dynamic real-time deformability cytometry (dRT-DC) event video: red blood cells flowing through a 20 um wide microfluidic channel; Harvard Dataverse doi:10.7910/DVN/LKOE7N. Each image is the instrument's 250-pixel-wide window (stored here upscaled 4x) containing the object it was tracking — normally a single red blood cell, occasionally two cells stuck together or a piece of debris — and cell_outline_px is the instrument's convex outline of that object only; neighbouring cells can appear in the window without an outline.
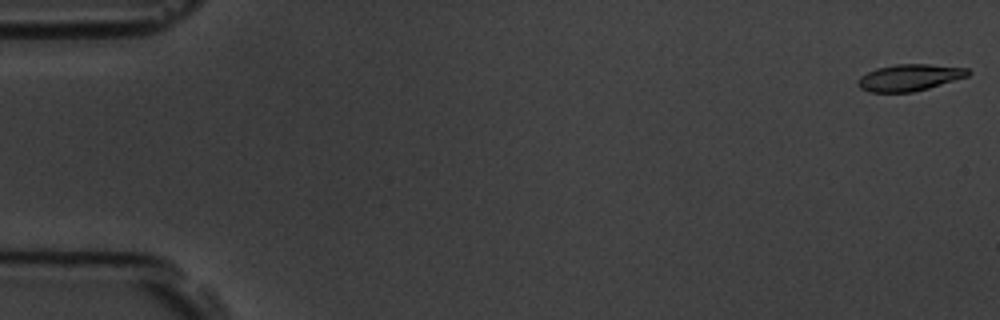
{"species": "common noctule bat (a hibernating species)", "species_latin": "Nyctalus noctula", "temperature_condition": "room temperature", "stored_images_in_passage": 6, "camera_frame_rate_fps": 3000, "um_per_image_px": 0.085, "animal": {"sex": "male", "body_mass_g": 19.5, "forearm_length_mm": 54.6}, "frame": {"image": 1, "passage_image": 1, "time_ms": 0.0, "image_size_px": [1000, 320], "cell_outline_px": [[972, 72], [968, 76], [928, 88], [912, 92], [868, 92], [860, 88], [856, 84], [856, 80], [860, 76], [876, 68], [896, 64], [928, 64], [968, 68]], "centroid_in_image_um": [77.28, 6.59], "position_along_channel_um": 7.7, "area_um2": 17.17}}
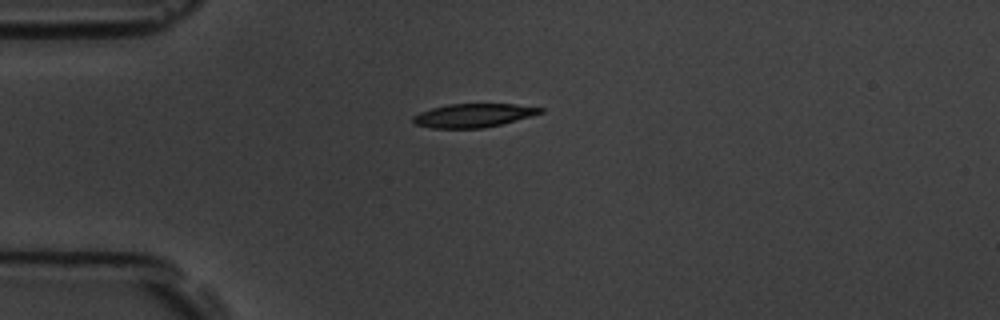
{"frame": {"image": 2, "passage_image": 4, "time_ms": 4.333, "image_size_px": [1000, 320], "cell_outline_px": [[544, 112], [532, 116], [484, 128], [432, 128], [412, 124], [412, 116], [420, 112], [432, 108], [448, 104], [516, 104], [544, 108]], "centroid_in_image_um": [40.22, 9.81], "position_along_channel_um": 44.8, "area_um2": 17.57}}
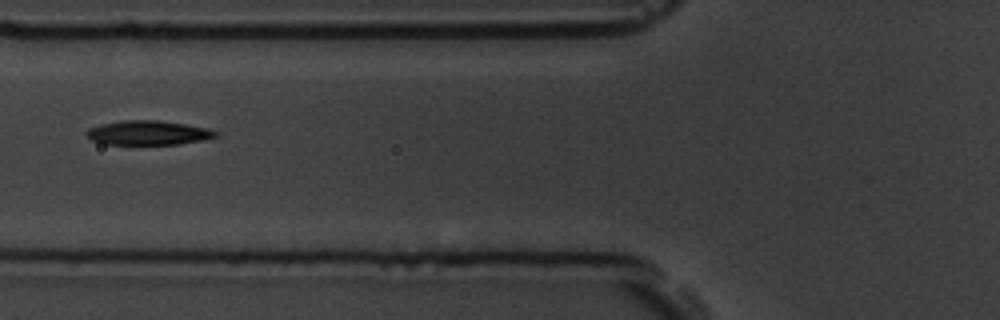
{"frame": {"image": 3, "passage_image": 6, "time_ms": 6.667, "image_size_px": [1000, 320], "cell_outline_px": [[220, 132], [216, 136], [200, 140], [180, 144], [104, 144], [92, 140], [84, 132], [88, 128], [100, 124], [120, 120], [160, 120], [208, 128]], "centroid_in_image_um": [12.56, 11.28], "position_along_channel_um": 113.2, "area_um2": 18.32}}